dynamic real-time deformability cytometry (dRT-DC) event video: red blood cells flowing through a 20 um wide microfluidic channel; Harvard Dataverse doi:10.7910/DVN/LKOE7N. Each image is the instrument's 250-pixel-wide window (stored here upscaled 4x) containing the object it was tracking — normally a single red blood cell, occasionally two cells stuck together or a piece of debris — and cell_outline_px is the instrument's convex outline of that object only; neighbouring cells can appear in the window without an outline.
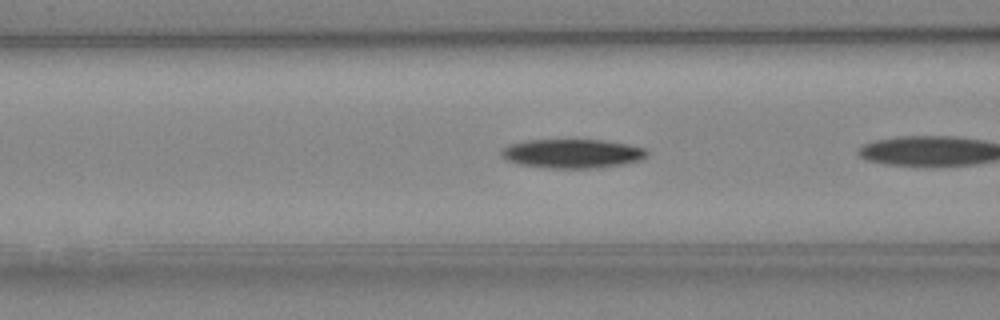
{"species": "Egyptian fruit bat (a non-hibernating species)", "species_latin": "Rousettus aegyptiacus", "temperature_condition": "cold", "stored_images_in_passage": 8, "camera_frame_rate_fps": 3000, "um_per_image_px": 0.085, "animal": {"sex": "female"}, "frame": {"image": 1, "passage_image": 4, "time_ms": 1.0, "image_size_px": [1000, 320], "cell_outline_px": [[648, 156], [640, 160], [624, 164], [600, 168], [548, 168], [520, 164], [508, 160], [500, 156], [500, 148], [508, 144], [524, 140], [600, 140], [624, 144], [644, 148], [648, 152]], "centroid_in_image_um": [48.6, 13.06], "position_along_channel_um": 118.0, "area_um2": 24.74}}